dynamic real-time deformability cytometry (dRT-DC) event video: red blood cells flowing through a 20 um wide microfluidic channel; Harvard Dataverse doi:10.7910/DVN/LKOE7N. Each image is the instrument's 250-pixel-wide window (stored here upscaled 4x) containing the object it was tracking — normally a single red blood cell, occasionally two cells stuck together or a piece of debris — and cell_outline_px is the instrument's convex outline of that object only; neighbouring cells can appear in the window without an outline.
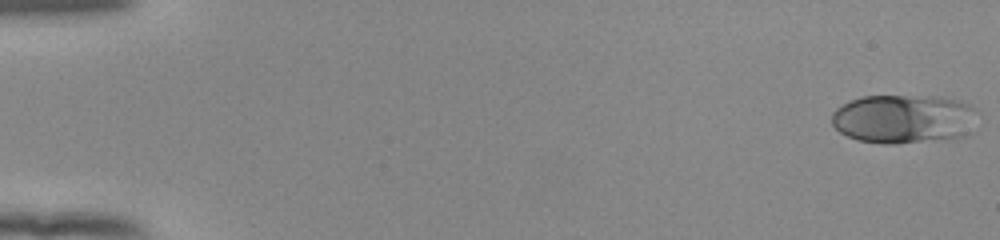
{"species": "human", "species_latin": "Homo sapiens", "temperature_condition": "room temperature", "stored_images_in_passage": 53, "camera_frame_rate_fps": 3000, "um_per_image_px": 0.085, "donor": {"sex": "female"}, "frame": {"image": 1, "passage_image": 1, "time_ms": 0.0, "image_size_px": [1000, 240], "cell_outline_px": [[976, 108], [972, 132], [968, 136], [956, 140], [896, 144], [884, 144], [856, 140], [840, 132], [832, 124], [832, 112], [836, 108], [860, 96], [936, 96], [960, 100]], "centroid_in_image_um": [76.88, 10.14], "position_along_channel_um": 8.1, "area_um2": 42.6}}
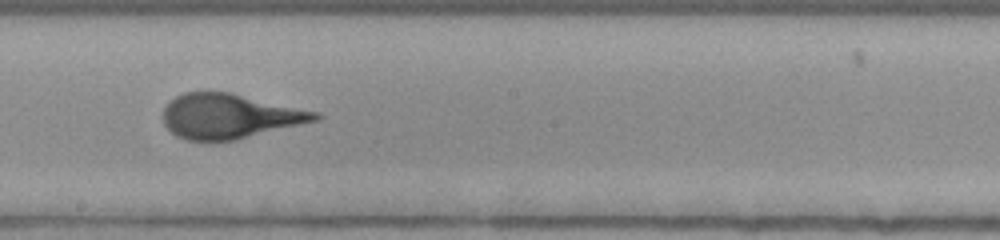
{"frame": {"image": 2, "passage_image": 31, "time_ms": 10.0, "image_size_px": [1000, 240], "cell_outline_px": [[324, 116], [320, 120], [236, 140], [184, 140], [176, 136], [164, 124], [164, 108], [168, 100], [184, 92], [232, 92], [320, 112]], "centroid_in_image_um": [19.56, 9.87], "position_along_channel_um": 228.6, "area_um2": 40.0}}
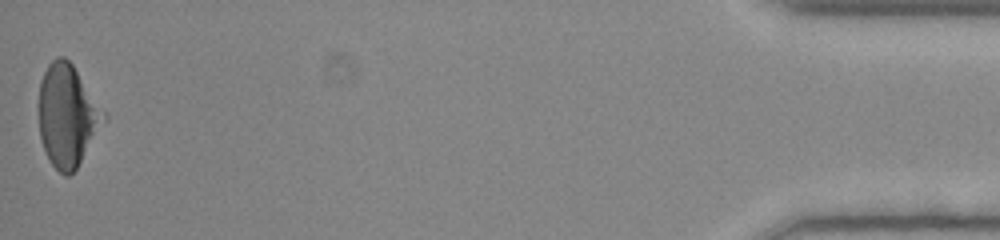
{"frame": {"image": 3, "passage_image": 53, "time_ms": 17.333, "image_size_px": [1000, 240], "cell_outline_px": [[108, 116], [76, 168], [68, 176], [64, 176], [48, 160], [40, 136], [40, 80], [48, 64], [56, 56], [64, 56], [72, 64]], "centroid_in_image_um": [5.73, 9.81], "position_along_channel_um": 429.5, "area_um2": 38.09}, "authors_computed_cell_mechanics": {"area_um2": 39.9398, "velocity_mm_per_s": 3.9231, "shape_relaxation_time_tau1_ms": 4.2721, "shape_relaxation_time_tau2_ms": null, "deformation_change_tau1": 0.1644, "deformation_change_tau2": null}}